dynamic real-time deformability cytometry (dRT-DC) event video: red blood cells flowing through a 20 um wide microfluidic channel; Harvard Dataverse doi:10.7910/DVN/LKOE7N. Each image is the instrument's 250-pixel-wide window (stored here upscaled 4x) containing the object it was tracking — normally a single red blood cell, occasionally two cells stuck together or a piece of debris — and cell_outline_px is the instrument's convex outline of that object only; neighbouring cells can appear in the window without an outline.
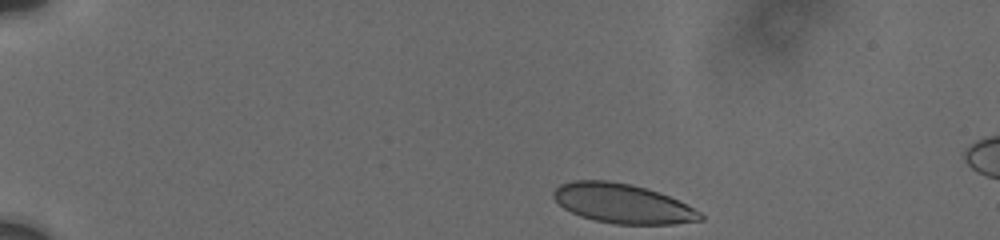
{"species": "human", "species_latin": "Homo sapiens", "temperature_condition": "cold", "stored_images_in_passage": 46, "camera_frame_rate_fps": 3000, "um_per_image_px": 0.085, "donor": {"sex": "male"}, "frame": {"image": 1, "passage_image": 1, "time_ms": 0.0, "image_size_px": [1000, 240], "cell_outline_px": [[704, 220], [672, 224], [616, 224], [596, 220], [580, 216], [564, 208], [552, 196], [552, 192], [560, 184], [572, 180], [608, 180], [632, 184], [648, 188], [680, 200], [700, 212], [704, 216]], "centroid_in_image_um": [52.94, 17.29], "position_along_channel_um": 32.1, "area_um2": 33.93}}
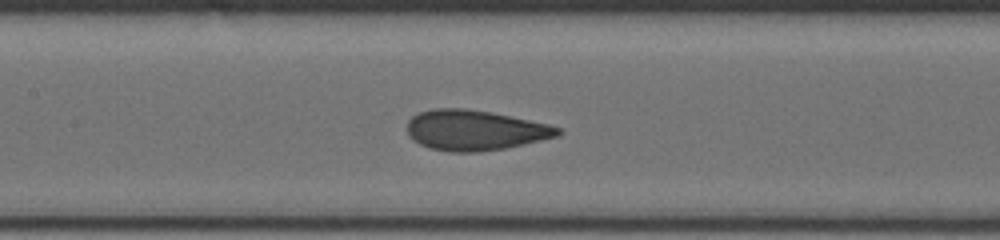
{"frame": {"image": 2, "passage_image": 21, "time_ms": 6.0, "image_size_px": [1000, 240], "cell_outline_px": [[564, 132], [556, 136], [540, 140], [504, 148], [480, 152], [452, 152], [428, 148], [412, 140], [408, 136], [408, 120], [412, 116], [420, 112], [432, 108], [464, 108], [492, 112], [548, 124], [560, 128]], "centroid_in_image_um": [40.33, 11.06], "position_along_channel_um": 167.1, "area_um2": 35.37}}
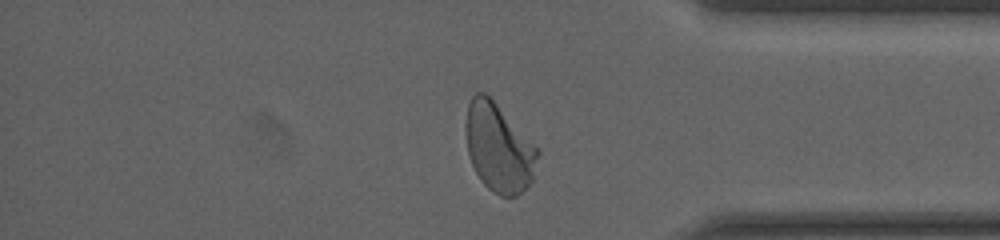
{"frame": {"image": 3, "passage_image": 41, "time_ms": 12.333, "image_size_px": [1000, 240], "cell_outline_px": [[540, 152], [532, 180], [516, 196], [500, 196], [492, 192], [480, 180], [472, 164], [468, 152], [464, 124], [468, 104], [472, 96], [476, 92], [484, 92], [540, 148]], "centroid_in_image_um": [42.39, 12.55], "position_along_channel_um": 392.8, "area_um2": 37.05}, "authors_computed_cell_mechanics": {"area_um2": 34.7956, "velocity_mm_per_s": 3.7402, "shape_relaxation_time_tau1_ms": 4.2376, "shape_relaxation_time_tau2_ms": null, "deformation_change_tau1": 0.1416, "deformation_change_tau2": null}}